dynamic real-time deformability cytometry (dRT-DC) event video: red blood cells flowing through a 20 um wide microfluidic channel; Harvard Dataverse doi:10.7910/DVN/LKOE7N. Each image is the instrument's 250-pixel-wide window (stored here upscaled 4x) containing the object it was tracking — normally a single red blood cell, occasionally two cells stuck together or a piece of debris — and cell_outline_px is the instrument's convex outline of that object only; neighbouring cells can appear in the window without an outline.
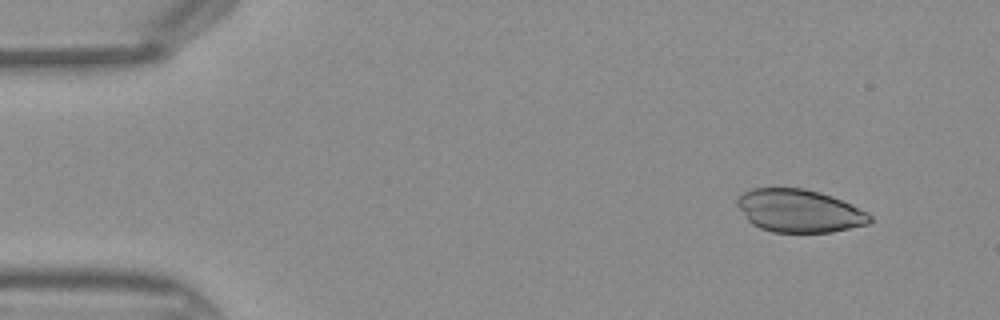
{"species": "Egyptian fruit bat (a non-hibernating species)", "species_latin": "Rousettus aegyptiacus", "temperature_condition": "warm", "stored_images_in_passage": 42, "camera_frame_rate_fps": 3000, "um_per_image_px": 0.085, "frame": {"image": 1, "passage_image": 2, "time_ms": 0.333, "image_size_px": [1000, 320], "cell_outline_px": [[872, 220], [868, 224], [832, 232], [772, 232], [760, 228], [752, 224], [748, 220], [736, 204], [736, 200], [744, 192], [752, 188], [804, 188], [820, 192], [832, 196], [852, 204], [868, 212], [872, 216]], "centroid_in_image_um": [67.95, 17.92], "position_along_channel_um": 17.0, "area_um2": 33.23}}